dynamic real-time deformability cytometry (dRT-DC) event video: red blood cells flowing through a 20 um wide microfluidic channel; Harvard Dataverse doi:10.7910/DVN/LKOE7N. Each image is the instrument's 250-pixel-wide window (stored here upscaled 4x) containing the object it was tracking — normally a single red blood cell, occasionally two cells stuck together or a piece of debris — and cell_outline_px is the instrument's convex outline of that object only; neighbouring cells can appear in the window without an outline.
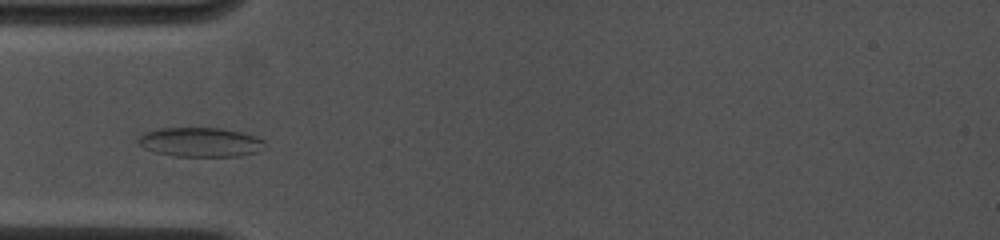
{"species": "common noctule bat (a hibernating species)", "species_latin": "Nyctalus noctula", "temperature_condition": "cold", "stored_images_in_passage": 62, "camera_frame_rate_fps": 4500, "um_per_image_px": 0.085, "animal": {"sex": "female", "body_mass_g": 19.0, "forearm_length_mm": 53.3}, "frame": {"image": 1, "passage_image": 1, "time_ms": 0.0, "image_size_px": [1000, 240], "cell_outline_px": [[268, 148], [256, 152], [240, 156], [172, 156], [156, 152], [144, 148], [136, 140], [144, 132], [160, 128], [220, 128], [240, 132], [264, 140]], "centroid_in_image_um": [17.04, 12.09], "position_along_channel_um": 68.0, "area_um2": 21.68}}
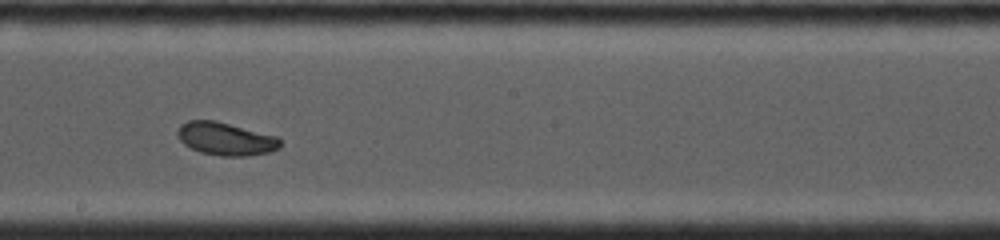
{"frame": {"image": 2, "passage_image": 30, "time_ms": 4.0, "image_size_px": [1000, 240], "cell_outline_px": [[280, 148], [268, 152], [248, 156], [220, 156], [200, 152], [184, 144], [180, 140], [176, 132], [180, 124], [188, 120], [216, 120], [276, 136], [280, 140]], "centroid_in_image_um": [19.16, 11.79], "position_along_channel_um": 229.0, "area_um2": 19.71}}
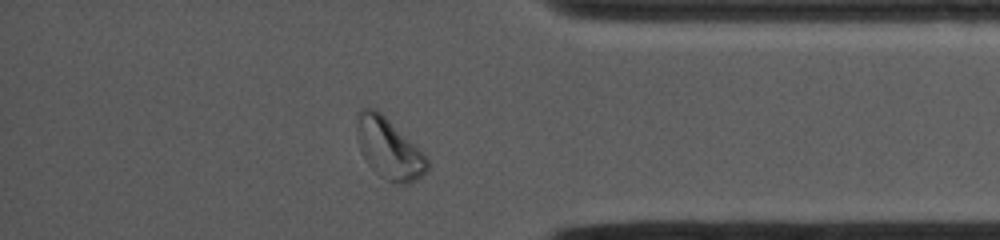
{"frame": {"image": 3, "passage_image": 53, "time_ms": 8.444, "image_size_px": [1000, 240], "cell_outline_px": [[428, 172], [416, 180], [408, 184], [396, 184], [380, 176], [368, 164], [360, 148], [356, 136], [356, 112], [364, 108], [376, 108], [428, 160]], "centroid_in_image_um": [33.01, 12.64], "position_along_channel_um": 402.2, "area_um2": 24.33}}